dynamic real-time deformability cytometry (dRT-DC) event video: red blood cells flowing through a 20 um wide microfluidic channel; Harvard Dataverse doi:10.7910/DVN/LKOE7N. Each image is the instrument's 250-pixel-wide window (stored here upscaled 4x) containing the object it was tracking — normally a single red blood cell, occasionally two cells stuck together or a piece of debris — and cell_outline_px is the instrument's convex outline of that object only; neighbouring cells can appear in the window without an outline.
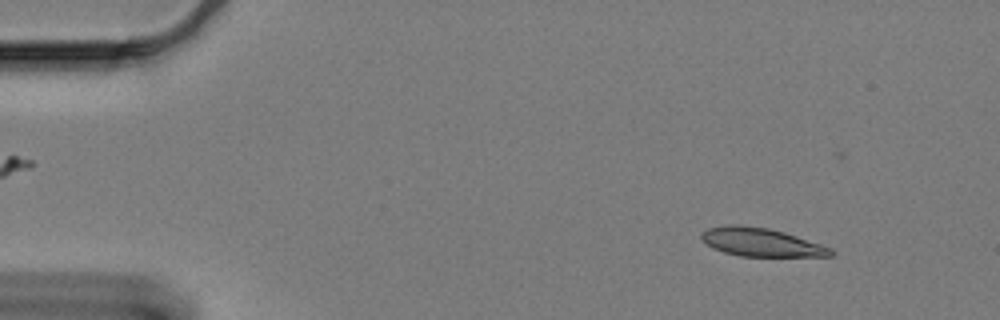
{"species": "Egyptian fruit bat (a non-hibernating species)", "species_latin": "Rousettus aegyptiacus", "temperature_condition": "cold", "stored_images_in_passage": 61, "segment_of_instrument_passage": [1, 2], "camera_frame_rate_fps": 3000, "um_per_image_px": 0.085, "animal": {"sex": "female"}, "frame": {"image": 1, "passage_image": 6, "time_ms": 1.667, "image_size_px": [1000, 320], "cell_outline_px": [[836, 252], [832, 256], [740, 256], [724, 252], [712, 248], [700, 236], [700, 232], [708, 228], [768, 228], [784, 232], [832, 248]], "centroid_in_image_um": [64.79, 20.65], "position_along_channel_um": 20.2, "area_um2": 20.35}}
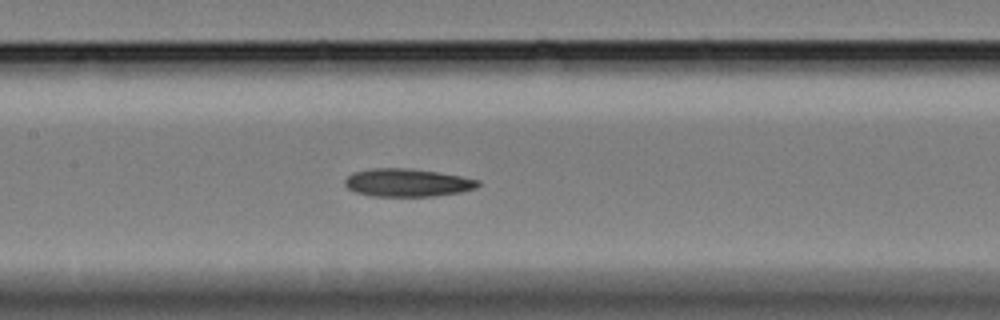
{"frame": {"image": 2, "passage_image": 28, "time_ms": 9.0, "image_size_px": [1000, 320], "cell_outline_px": [[480, 184], [476, 188], [460, 192], [432, 196], [372, 196], [356, 192], [348, 188], [344, 184], [344, 180], [352, 172], [376, 168], [404, 168], [436, 172], [460, 176], [480, 180]], "centroid_in_image_um": [34.61, 15.53], "position_along_channel_um": 172.8, "area_um2": 21.5}}
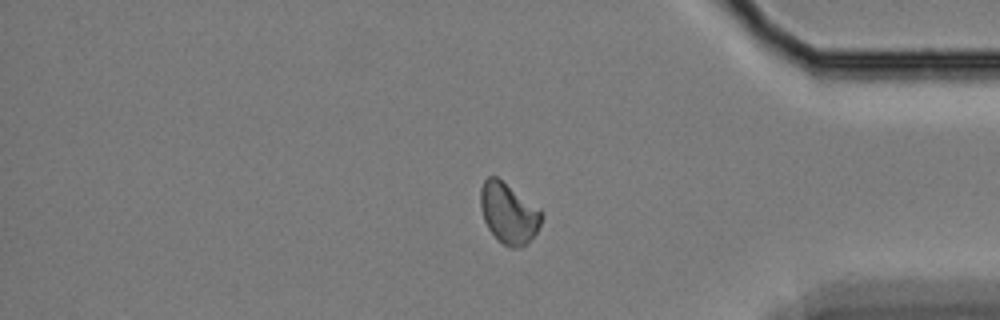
{"frame": {"image": 3, "passage_image": 50, "time_ms": 16.333, "image_size_px": [1000, 320], "cell_outline_px": [[544, 216], [536, 232], [528, 244], [516, 248], [508, 248], [488, 228], [484, 220], [480, 208], [480, 188], [484, 180], [488, 176], [496, 176], [540, 208], [544, 212]], "centroid_in_image_um": [43.25, 18.11], "position_along_channel_um": 392.0, "area_um2": 21.68}}